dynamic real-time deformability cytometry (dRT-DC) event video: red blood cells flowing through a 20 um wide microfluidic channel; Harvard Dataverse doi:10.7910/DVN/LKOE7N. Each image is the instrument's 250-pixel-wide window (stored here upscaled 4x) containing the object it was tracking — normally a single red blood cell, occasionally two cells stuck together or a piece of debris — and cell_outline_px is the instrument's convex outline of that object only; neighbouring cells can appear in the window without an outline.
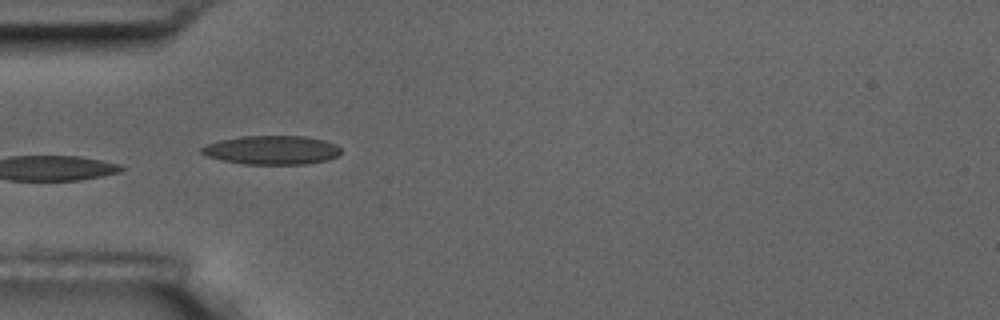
{"species": "common noctule bat (a hibernating species)", "species_latin": "Nyctalus noctula", "temperature_condition": "room temperature", "stored_images_in_passage": 7, "camera_frame_rate_fps": 3000, "um_per_image_px": 0.085, "animal": {"sex": "male", "body_mass_g": 17.5, "forearm_length_mm": 52.3}, "frame": {"image": 1, "passage_image": 5, "time_ms": 4.667, "image_size_px": [1000, 320], "cell_outline_px": [[340, 152], [336, 156], [328, 160], [304, 164], [244, 164], [224, 160], [208, 156], [200, 152], [200, 148], [208, 144], [220, 140], [240, 136], [304, 136], [324, 140], [336, 144], [340, 148]], "centroid_in_image_um": [23.11, 12.75], "position_along_channel_um": 61.9, "area_um2": 23.29}}